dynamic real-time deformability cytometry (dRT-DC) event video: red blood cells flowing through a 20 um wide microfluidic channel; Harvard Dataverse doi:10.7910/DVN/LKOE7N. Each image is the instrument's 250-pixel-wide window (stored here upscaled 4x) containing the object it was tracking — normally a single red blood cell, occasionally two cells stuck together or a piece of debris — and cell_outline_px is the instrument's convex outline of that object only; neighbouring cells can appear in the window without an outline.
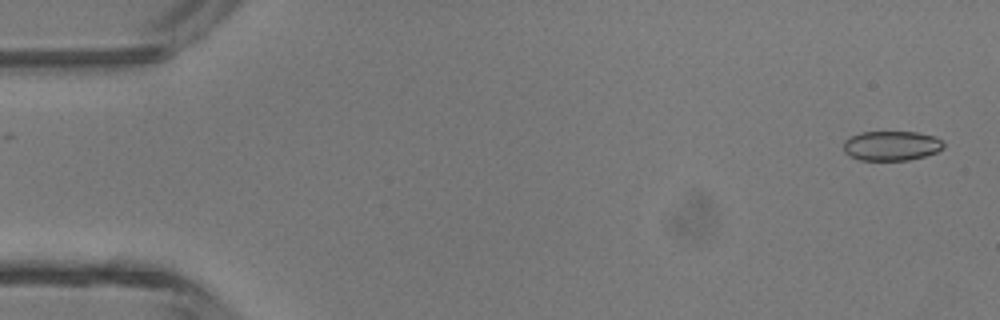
{"species": "common noctule bat (a hibernating species)", "species_latin": "Nyctalus noctula", "temperature_condition": "room temperature", "stored_images_in_passage": 7, "camera_frame_rate_fps": 3000, "um_per_image_px": 0.085, "animal": {"sex": "male", "body_mass_g": 13.3}, "frame": {"image": 1, "passage_image": 1, "time_ms": 0.0, "image_size_px": [1000, 320], "cell_outline_px": [[944, 148], [936, 152], [924, 156], [908, 160], [860, 160], [844, 152], [844, 140], [860, 132], [916, 132], [936, 136], [944, 140]], "centroid_in_image_um": [75.81, 12.38], "position_along_channel_um": 9.2, "area_um2": 17.34}}